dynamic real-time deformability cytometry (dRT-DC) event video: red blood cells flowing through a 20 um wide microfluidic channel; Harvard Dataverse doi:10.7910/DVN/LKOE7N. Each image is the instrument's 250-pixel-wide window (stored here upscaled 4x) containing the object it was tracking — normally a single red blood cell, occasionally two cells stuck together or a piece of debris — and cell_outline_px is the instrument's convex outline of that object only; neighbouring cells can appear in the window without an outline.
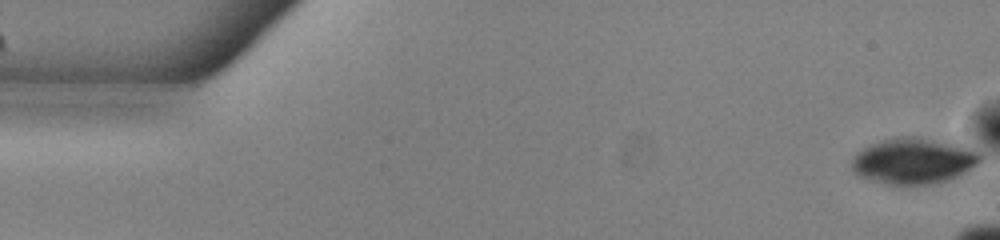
{"species": "common noctule bat (a hibernating species)", "species_latin": "Nyctalus noctula", "temperature_condition": "warm", "stored_images_in_passage": 23, "camera_frame_rate_fps": 3000, "um_per_image_px": 0.085, "animal": {"sex": "male", "body_mass_g": 13.0, "forearm_length_mm": 53.1}, "frame": {"image": 1, "passage_image": 1, "time_ms": 0.0, "image_size_px": [1000, 240], "cell_outline_px": [[980, 160], [972, 168], [948, 180], [936, 184], [888, 184], [872, 180], [860, 176], [852, 172], [852, 156], [856, 152], [872, 144], [896, 136], [920, 136], [960, 144], [980, 156]], "centroid_in_image_um": [77.61, 13.67], "position_along_channel_um": 7.4, "area_um2": 34.22}}